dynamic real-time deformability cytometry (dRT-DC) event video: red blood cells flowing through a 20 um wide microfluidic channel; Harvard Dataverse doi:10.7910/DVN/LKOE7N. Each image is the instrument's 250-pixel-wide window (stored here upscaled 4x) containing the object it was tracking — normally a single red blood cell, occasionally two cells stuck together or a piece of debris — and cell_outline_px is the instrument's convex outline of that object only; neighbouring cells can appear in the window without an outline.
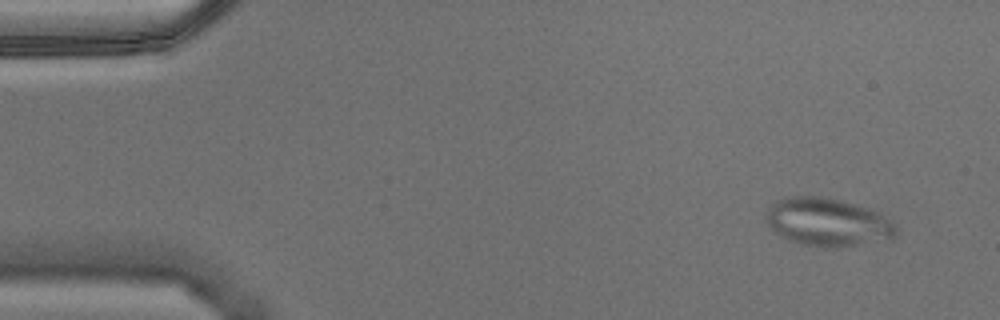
{"species": "Egyptian fruit bat (a non-hibernating species)", "species_latin": "Rousettus aegyptiacus", "temperature_condition": "warm", "stored_images_in_passage": 5, "camera_frame_rate_fps": 3000, "um_per_image_px": 0.085, "animal": {"sex": "male"}, "frame": {"image": 1, "passage_image": 1, "time_ms": 0.0, "image_size_px": [1000, 320], "cell_outline_px": [[896, 232], [892, 236], [840, 248], [824, 248], [804, 244], [788, 240], [780, 236], [768, 224], [764, 216], [768, 208], [776, 200], [784, 196], [820, 196], [840, 200], [856, 204], [868, 208], [876, 212], [888, 220], [896, 228]], "centroid_in_image_um": [70.23, 18.86], "position_along_channel_um": 14.8, "area_um2": 35.95}}